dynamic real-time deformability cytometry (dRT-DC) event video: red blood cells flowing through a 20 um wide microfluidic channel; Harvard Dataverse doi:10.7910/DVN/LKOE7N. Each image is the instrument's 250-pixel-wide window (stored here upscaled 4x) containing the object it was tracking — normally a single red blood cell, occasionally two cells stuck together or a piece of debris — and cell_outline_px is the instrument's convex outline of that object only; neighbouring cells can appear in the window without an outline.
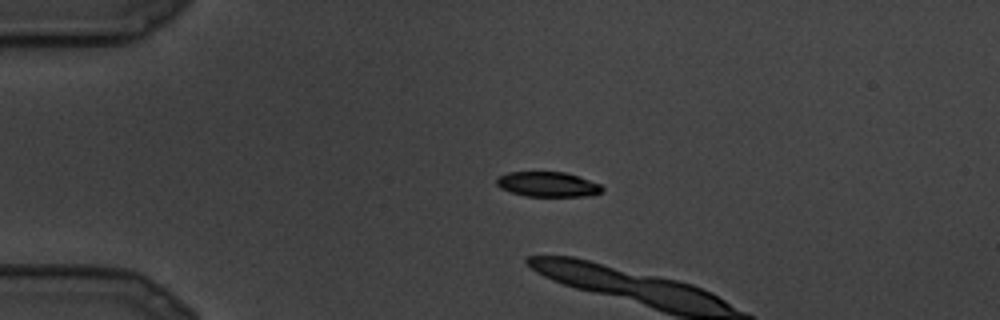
{"species": "common noctule bat (a hibernating species)", "species_latin": "Nyctalus noctula", "temperature_condition": "cold", "stored_images_in_passage": 2, "camera_frame_rate_fps": 3000, "um_per_image_px": 0.085, "animal": {"sex": "male", "body_mass_g": 19.5, "forearm_length_mm": 54.6}, "frame": {"image": 1, "passage_image": 1, "time_ms": 0.0, "image_size_px": [1000, 320], "cell_outline_px": [[604, 188], [600, 192], [592, 196], [524, 196], [500, 188], [496, 184], [496, 180], [500, 176], [508, 172], [564, 172], [600, 184]], "centroid_in_image_um": [46.55, 15.67], "position_along_channel_um": 38.5, "area_um2": 15.2}}